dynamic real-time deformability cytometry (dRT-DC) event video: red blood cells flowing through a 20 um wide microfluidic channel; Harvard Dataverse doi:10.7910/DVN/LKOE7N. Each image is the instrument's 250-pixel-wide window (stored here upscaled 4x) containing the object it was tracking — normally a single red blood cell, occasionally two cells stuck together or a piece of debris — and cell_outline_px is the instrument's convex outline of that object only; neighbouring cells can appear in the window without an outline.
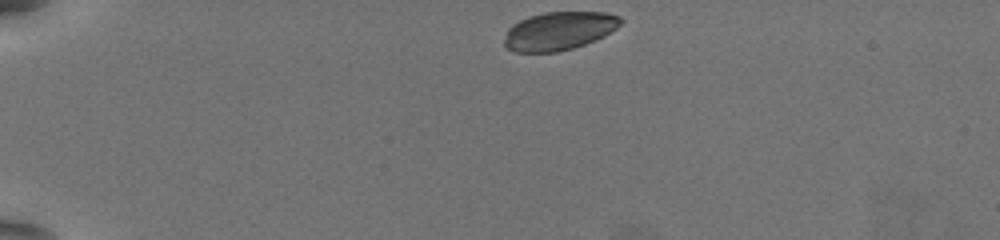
{"species": "common noctule bat (a hibernating species)", "species_latin": "Nyctalus noctula", "temperature_condition": "warm", "stored_images_in_passage": 40, "camera_frame_rate_fps": 3000, "um_per_image_px": 0.085, "animal": {"sex": "female", "body_mass_g": 19.5, "forearm_length_mm": 54.1}, "frame": {"image": 1, "passage_image": 1, "time_ms": 0.0, "image_size_px": [1000, 240], "cell_outline_px": [[624, 20], [616, 28], [604, 36], [584, 44], [572, 48], [556, 52], [516, 52], [508, 48], [504, 44], [504, 40], [508, 28], [512, 24], [528, 16], [544, 12], [608, 12], [620, 16]], "centroid_in_image_um": [47.52, 2.61], "position_along_channel_um": 37.5, "area_um2": 26.01}}
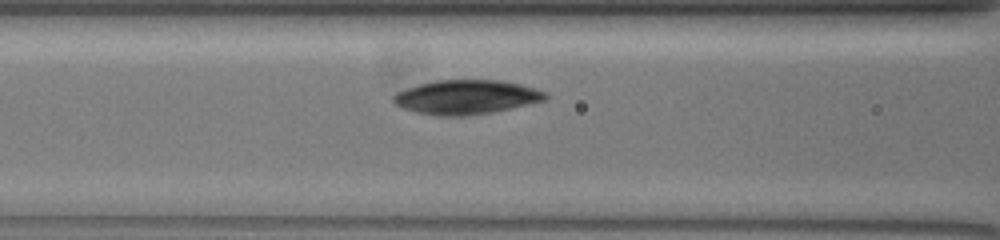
{"frame": {"image": 2, "passage_image": 14, "time_ms": 4.333, "image_size_px": [1000, 240], "cell_outline_px": [[548, 96], [544, 100], [492, 112], [464, 116], [436, 116], [416, 112], [404, 108], [396, 104], [392, 100], [392, 96], [396, 92], [420, 84], [436, 80], [500, 80], [520, 84], [536, 88], [548, 92]], "centroid_in_image_um": [39.63, 8.25], "position_along_channel_um": 127.0, "area_um2": 30.23}}
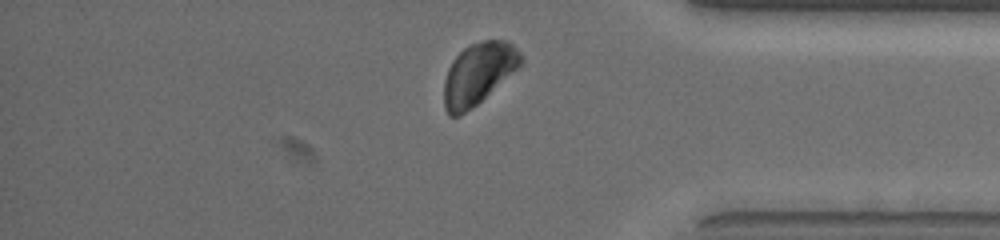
{"frame": {"image": 3, "passage_image": 36, "time_ms": 11.667, "image_size_px": [1000, 240], "cell_outline_px": [[524, 60], [516, 68], [472, 108], [460, 116], [448, 116], [444, 108], [444, 80], [448, 68], [452, 60], [464, 48], [472, 44], [484, 40], [504, 40], [512, 44], [524, 56]], "centroid_in_image_um": [40.62, 6.26], "position_along_channel_um": 394.6, "area_um2": 27.17}}